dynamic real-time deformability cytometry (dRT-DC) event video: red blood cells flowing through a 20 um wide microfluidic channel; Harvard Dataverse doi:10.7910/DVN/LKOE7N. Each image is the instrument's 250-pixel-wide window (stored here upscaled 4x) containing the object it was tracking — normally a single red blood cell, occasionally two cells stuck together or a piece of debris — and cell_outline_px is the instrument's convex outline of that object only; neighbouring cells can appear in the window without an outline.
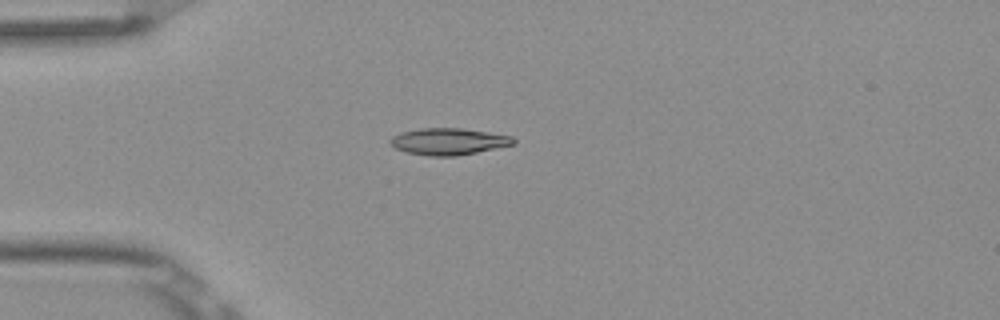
{"species": "Egyptian fruit bat (a non-hibernating species)", "species_latin": "Rousettus aegyptiacus", "temperature_condition": "room temperature", "stored_images_in_passage": 2, "camera_frame_rate_fps": 3000, "um_per_image_px": 0.085, "frame": {"image": 1, "passage_image": 2, "time_ms": 0.333, "image_size_px": [1000, 320], "cell_outline_px": [[516, 144], [456, 156], [428, 156], [408, 152], [396, 148], [388, 144], [388, 140], [392, 136], [400, 132], [420, 128], [464, 128], [512, 136], [516, 140]], "centroid_in_image_um": [38.11, 12.02], "position_along_channel_um": 46.9, "area_um2": 19.31}}